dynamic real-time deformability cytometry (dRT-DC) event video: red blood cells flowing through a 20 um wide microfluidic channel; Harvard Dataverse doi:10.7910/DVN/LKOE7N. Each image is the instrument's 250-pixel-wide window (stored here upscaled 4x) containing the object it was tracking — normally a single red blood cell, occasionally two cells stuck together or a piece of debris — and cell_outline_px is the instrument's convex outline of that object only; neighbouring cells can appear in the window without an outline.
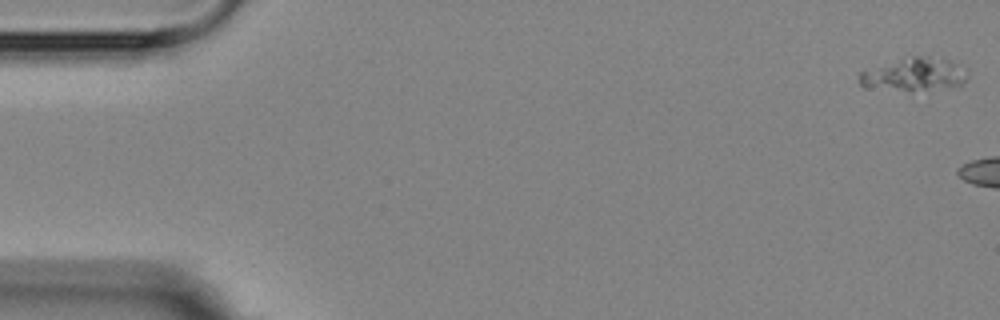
{"species": "Egyptian fruit bat (a non-hibernating species)", "species_latin": "Rousettus aegyptiacus", "temperature_condition": "room temperature", "stored_images_in_passage": 2, "camera_frame_rate_fps": 3000, "um_per_image_px": 0.085, "animal": {"sex": "female"}, "frame": {"image": 1, "passage_image": 1, "time_ms": 0.0, "image_size_px": [1000, 320], "cell_outline_px": [[968, 76], [956, 88], [912, 92], [860, 84], [860, 72], [912, 56], [928, 56], [948, 60], [968, 68]], "centroid_in_image_um": [77.87, 6.35], "position_along_channel_um": 7.1, "area_um2": 20.63}}